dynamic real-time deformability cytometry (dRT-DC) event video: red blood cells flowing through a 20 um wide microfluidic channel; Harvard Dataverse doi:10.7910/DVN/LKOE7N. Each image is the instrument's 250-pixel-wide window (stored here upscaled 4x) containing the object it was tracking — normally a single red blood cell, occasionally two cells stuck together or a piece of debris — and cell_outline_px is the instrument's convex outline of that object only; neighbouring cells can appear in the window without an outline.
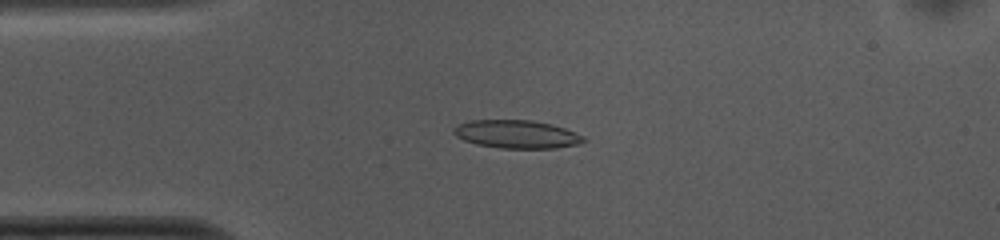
{"species": "common noctule bat (a hibernating species)", "species_latin": "Nyctalus noctula", "temperature_condition": "cold", "stored_images_in_passage": 40, "camera_frame_rate_fps": 3000, "um_per_image_px": 0.085, "animal": {"sex": "female", "body_mass_g": 10.0, "forearm_length_mm": 53.1}, "frame": {"image": 1, "passage_image": 5, "time_ms": 1.333, "image_size_px": [1000, 240], "cell_outline_px": [[588, 140], [576, 144], [556, 148], [500, 148], [476, 144], [464, 140], [456, 136], [452, 132], [452, 128], [456, 124], [472, 120], [532, 120], [552, 124], [564, 128], [584, 136]], "centroid_in_image_um": [43.89, 11.4], "position_along_channel_um": 41.1, "area_um2": 21.39}}
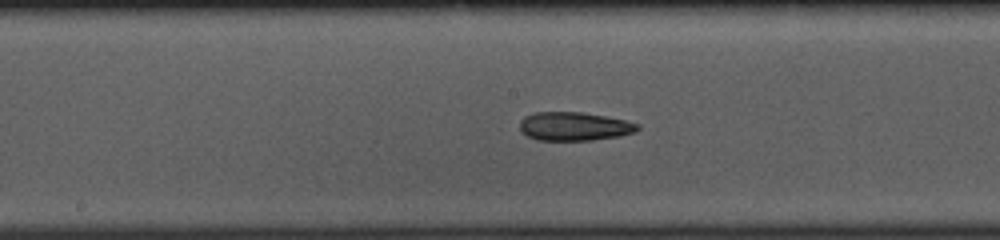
{"frame": {"image": 2, "passage_image": 19, "time_ms": 6.0, "image_size_px": [1000, 240], "cell_outline_px": [[640, 128], [636, 132], [620, 136], [592, 140], [536, 140], [520, 132], [520, 120], [524, 116], [536, 112], [584, 112], [608, 116], [640, 124]], "centroid_in_image_um": [48.82, 10.74], "position_along_channel_um": 199.4, "area_um2": 19.88}}
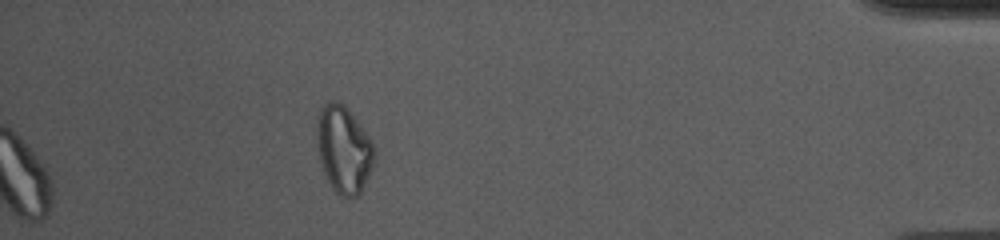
{"frame": {"image": 3, "passage_image": 40, "time_ms": 13.0, "image_size_px": [1000, 240], "cell_outline_px": [[376, 156], [372, 168], [360, 192], [356, 196], [348, 200], [340, 196], [332, 188], [320, 164], [316, 140], [316, 116], [320, 108], [328, 100], [336, 100], [344, 104], [372, 140], [376, 152]], "centroid_in_image_um": [29.2, 12.68], "position_along_channel_um": 406.0, "area_um2": 29.71}}